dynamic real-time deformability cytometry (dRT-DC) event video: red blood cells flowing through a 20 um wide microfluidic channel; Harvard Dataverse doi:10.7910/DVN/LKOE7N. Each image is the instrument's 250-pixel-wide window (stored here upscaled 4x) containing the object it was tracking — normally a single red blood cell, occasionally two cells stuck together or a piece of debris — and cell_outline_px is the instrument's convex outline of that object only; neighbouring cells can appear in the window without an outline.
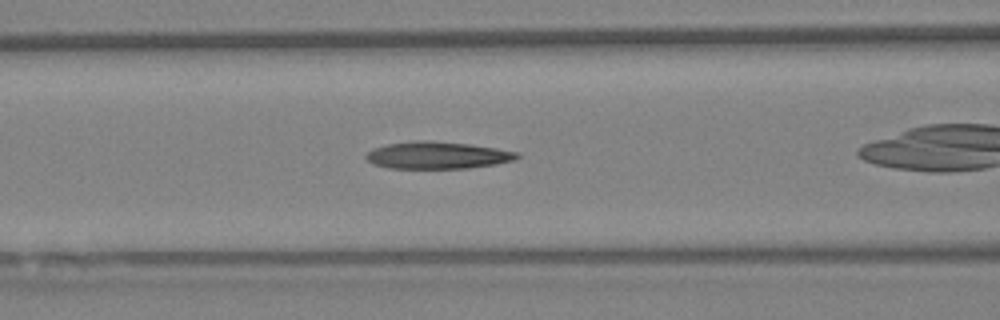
{"species": "Egyptian fruit bat (a non-hibernating species)", "species_latin": "Rousettus aegyptiacus", "temperature_condition": "warm", "stored_images_in_passage": 26, "camera_frame_rate_fps": 3000, "um_per_image_px": 0.085, "animal": {"sex": "female"}, "frame": {"image": 1, "passage_image": 5, "time_ms": 1.333, "image_size_px": [1000, 320], "cell_outline_px": [[520, 156], [512, 160], [496, 164], [468, 168], [388, 168], [372, 164], [364, 156], [372, 148], [388, 144], [416, 140], [432, 140], [468, 144], [496, 148], [520, 152]], "centroid_in_image_um": [37.16, 13.19], "position_along_channel_um": 129.4, "area_um2": 23.93}}
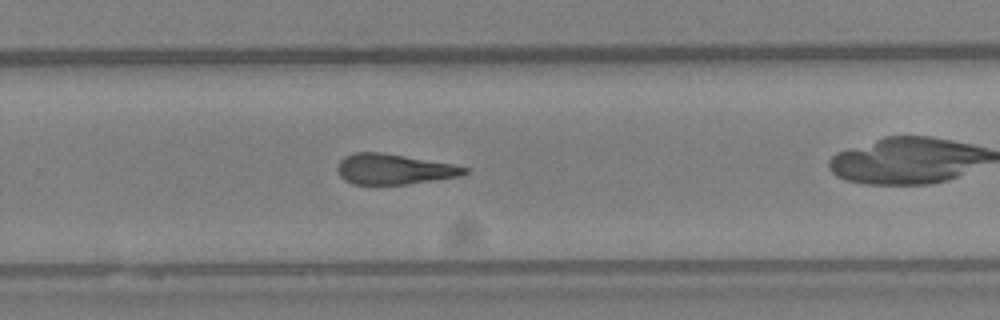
{"frame": {"image": 2, "passage_image": 15, "time_ms": 4.667, "image_size_px": [1000, 320], "cell_outline_px": [[468, 172], [460, 176], [404, 184], [352, 184], [344, 180], [340, 176], [336, 168], [340, 160], [344, 156], [352, 152], [384, 152], [452, 164], [468, 168]], "centroid_in_image_um": [33.43, 14.36], "position_along_channel_um": 296.4, "area_um2": 22.48}}